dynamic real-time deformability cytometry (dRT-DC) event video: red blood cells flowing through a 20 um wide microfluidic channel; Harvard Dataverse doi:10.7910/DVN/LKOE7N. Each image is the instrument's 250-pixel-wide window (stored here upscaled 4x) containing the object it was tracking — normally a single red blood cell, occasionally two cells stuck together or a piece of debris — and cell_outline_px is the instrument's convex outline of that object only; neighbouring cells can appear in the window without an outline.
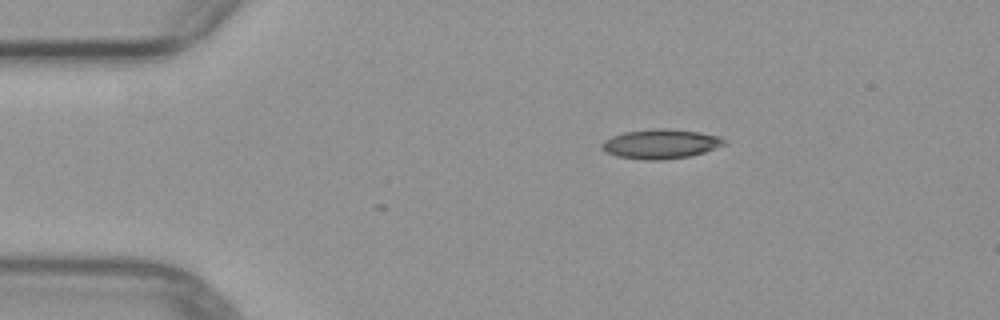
{"species": "common noctule bat (a hibernating species)", "species_latin": "Nyctalus noctula", "temperature_condition": "warm", "stored_images_in_passage": 4, "camera_frame_rate_fps": 3000, "um_per_image_px": 0.085, "animal": {"sex": "female", "body_mass_g": 29.2, "forearm_length_mm": 56.3}, "frame": {"image": 1, "passage_image": 1, "time_ms": 0.0, "image_size_px": [1000, 320], "cell_outline_px": [[728, 144], [704, 152], [688, 156], [660, 160], [644, 160], [616, 156], [604, 152], [600, 148], [600, 144], [604, 140], [612, 136], [624, 132], [652, 128], [668, 128], [700, 132], [720, 136], [728, 140]], "centroid_in_image_um": [56.16, 12.22], "position_along_channel_um": 28.8, "area_um2": 21.39}}
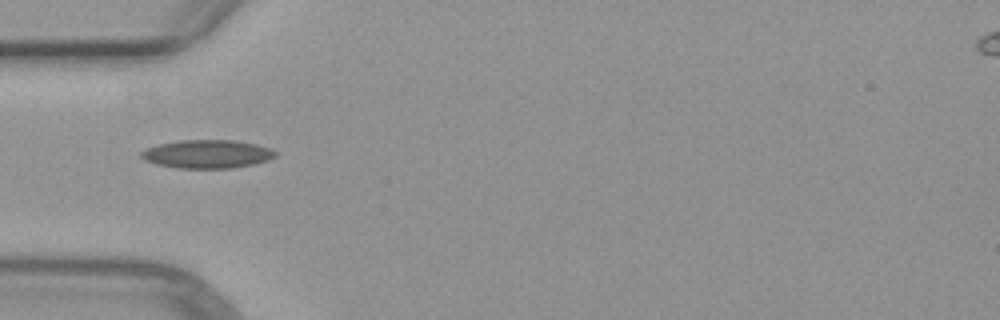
{"frame": {"image": 2, "passage_image": 3, "time_ms": 2.333, "image_size_px": [1000, 320], "cell_outline_px": [[276, 156], [268, 160], [252, 164], [232, 168], [176, 168], [156, 164], [144, 160], [140, 156], [140, 152], [144, 148], [160, 144], [180, 140], [236, 140], [256, 144], [272, 148], [276, 152]], "centroid_in_image_um": [17.6, 13.09], "position_along_channel_um": 67.4, "area_um2": 22.31}}
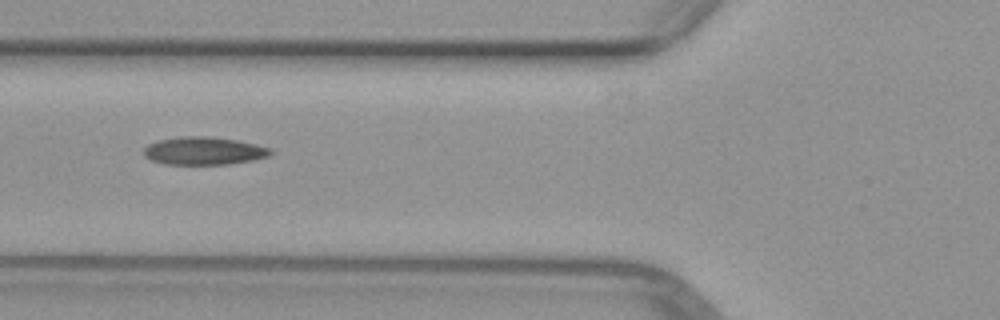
{"frame": {"image": 3, "passage_image": 4, "time_ms": 3.333, "image_size_px": [1000, 320], "cell_outline_px": [[272, 152], [268, 156], [252, 160], [228, 164], [164, 164], [152, 160], [144, 156], [144, 148], [148, 144], [160, 140], [180, 136], [208, 136], [236, 140], [256, 144], [272, 148]], "centroid_in_image_um": [17.33, 12.82], "position_along_channel_um": 108.5, "area_um2": 20.52}}